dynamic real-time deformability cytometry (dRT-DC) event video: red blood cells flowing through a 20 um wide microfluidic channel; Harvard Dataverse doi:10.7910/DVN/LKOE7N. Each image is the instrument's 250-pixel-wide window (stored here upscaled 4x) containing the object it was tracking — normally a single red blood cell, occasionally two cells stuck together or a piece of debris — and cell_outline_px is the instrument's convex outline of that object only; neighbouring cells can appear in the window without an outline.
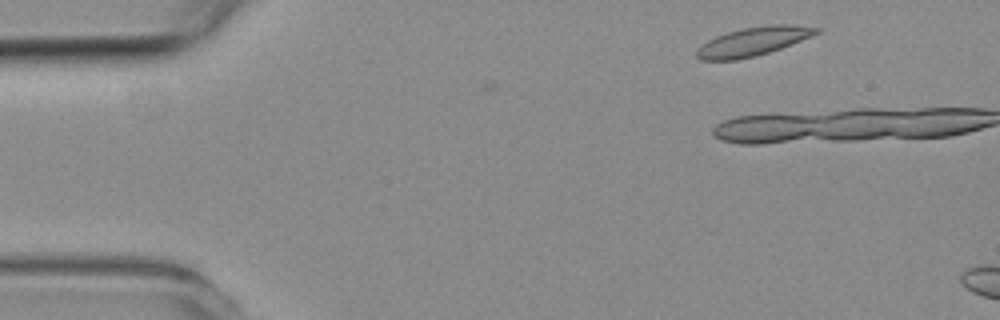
{"species": "common noctule bat (a hibernating species)", "species_latin": "Nyctalus noctula", "temperature_condition": "room temperature", "stored_images_in_passage": 3, "camera_frame_rate_fps": 3000, "um_per_image_px": 0.085, "animal": {"sex": "female", "body_mass_g": 19.3, "forearm_length_mm": 54.1}, "frame": {"image": 1, "passage_image": 3, "time_ms": 2.333, "image_size_px": [1000, 320], "cell_outline_px": [[820, 32], [780, 48], [756, 56], [736, 60], [700, 60], [696, 56], [696, 48], [708, 40], [716, 36], [740, 28], [768, 24], [788, 24], [820, 28]], "centroid_in_image_um": [63.96, 3.52], "position_along_channel_um": 21.0, "area_um2": 19.94}}